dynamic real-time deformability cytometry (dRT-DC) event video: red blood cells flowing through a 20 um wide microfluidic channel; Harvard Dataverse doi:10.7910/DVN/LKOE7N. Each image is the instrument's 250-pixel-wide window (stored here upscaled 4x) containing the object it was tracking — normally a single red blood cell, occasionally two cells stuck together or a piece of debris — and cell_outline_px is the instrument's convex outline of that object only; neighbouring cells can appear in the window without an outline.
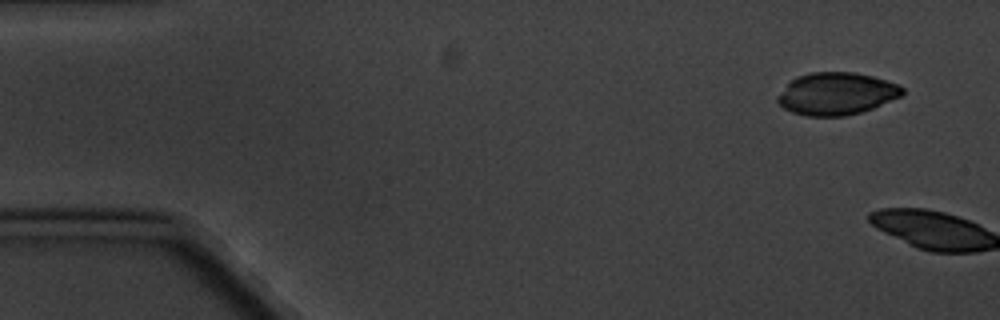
{"species": "common noctule bat (a hibernating species)", "species_latin": "Nyctalus noctula", "temperature_condition": "cold", "stored_images_in_passage": 2, "camera_frame_rate_fps": 3000, "um_per_image_px": 0.085, "animal": {"sex": "male", "body_mass_g": 20.1, "forearm_length_mm": 53.5}, "frame": {"image": 1, "passage_image": 1, "time_ms": 0.0, "image_size_px": [1000, 320], "cell_outline_px": [[904, 92], [900, 96], [872, 108], [860, 112], [844, 116], [808, 116], [792, 112], [784, 108], [776, 100], [776, 96], [796, 76], [812, 72], [852, 72], [872, 76], [900, 84], [904, 88]], "centroid_in_image_um": [71.09, 7.96], "position_along_channel_um": 13.9, "area_um2": 30.63}}